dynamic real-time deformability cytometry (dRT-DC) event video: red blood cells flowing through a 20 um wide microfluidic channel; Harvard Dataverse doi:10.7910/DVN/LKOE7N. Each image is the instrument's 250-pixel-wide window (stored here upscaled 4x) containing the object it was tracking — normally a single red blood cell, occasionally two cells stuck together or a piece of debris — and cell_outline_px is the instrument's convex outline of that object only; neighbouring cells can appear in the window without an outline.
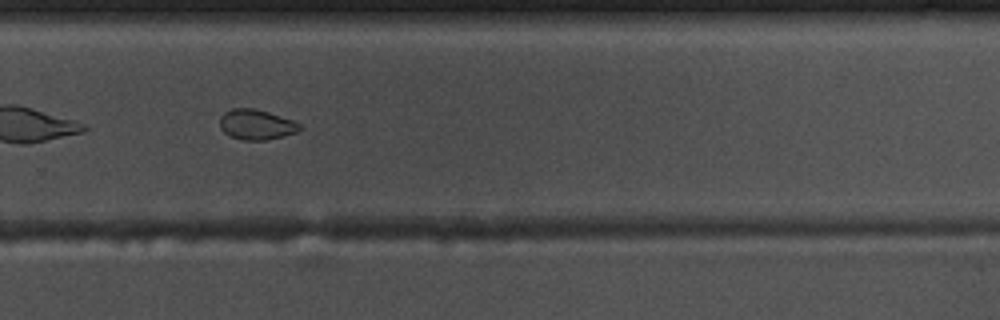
{"species": "common noctule bat (a hibernating species)", "species_latin": "Nyctalus noctula", "temperature_condition": "warm", "stored_images_in_passage": 40, "camera_frame_rate_fps": 3000, "um_per_image_px": 0.085, "animal": {"sex": "male", "body_mass_g": 17.5, "forearm_length_mm": 52.3}, "frame": {"image": 1, "passage_image": 23, "time_ms": 7.333, "image_size_px": [1000, 320], "cell_outline_px": [[304, 128], [296, 132], [268, 140], [244, 140], [228, 136], [220, 128], [220, 116], [224, 112], [232, 108], [256, 108], [292, 120], [300, 124]], "centroid_in_image_um": [21.77, 10.59], "position_along_channel_um": 308.0, "area_um2": 14.16}, "authors_computed_cell_mechanics": {"area_um2": 14.5656, "velocity_mm_per_s": 3.6885, "shape_relaxation_time_tau1_ms": null, "shape_relaxation_time_tau2_ms": 5.0323, "deformation_change_tau1": null, "deformation_change_tau2": 0.0829}}